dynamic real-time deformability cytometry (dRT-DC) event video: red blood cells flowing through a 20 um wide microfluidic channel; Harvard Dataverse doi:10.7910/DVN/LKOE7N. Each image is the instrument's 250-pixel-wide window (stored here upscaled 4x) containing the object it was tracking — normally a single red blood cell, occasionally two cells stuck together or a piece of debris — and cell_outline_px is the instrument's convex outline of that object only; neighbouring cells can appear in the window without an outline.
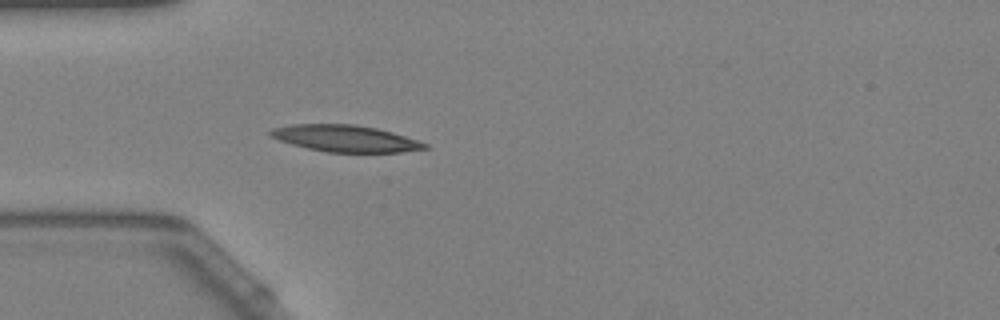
{"species": "Egyptian fruit bat (a non-hibernating species)", "species_latin": "Rousettus aegyptiacus", "temperature_condition": "warm", "stored_images_in_passage": 29, "camera_frame_rate_fps": 3000, "um_per_image_px": 0.085, "animal": {"sex": "female"}, "frame": {"image": 1, "passage_image": 5, "time_ms": 1.333, "image_size_px": [1000, 320], "cell_outline_px": [[428, 148], [400, 152], [328, 152], [308, 148], [292, 144], [280, 140], [272, 136], [268, 132], [272, 128], [292, 124], [356, 124], [376, 128], [392, 132], [428, 144]], "centroid_in_image_um": [29.35, 11.76], "position_along_channel_um": 55.7, "area_um2": 23.7}}
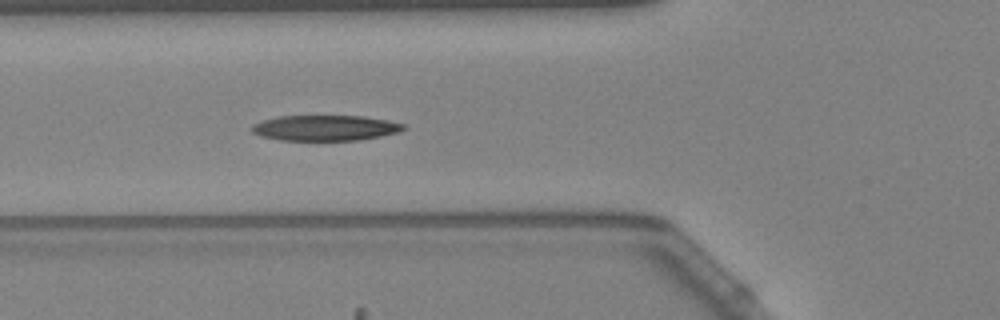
{"frame": {"image": 2, "passage_image": 9, "time_ms": 2.667, "image_size_px": [1000, 320], "cell_outline_px": [[408, 128], [400, 132], [380, 136], [356, 140], [280, 140], [264, 136], [252, 132], [252, 124], [276, 116], [364, 116], [388, 120], [408, 124]], "centroid_in_image_um": [27.72, 10.86], "position_along_channel_um": 98.1, "area_um2": 22.6}}